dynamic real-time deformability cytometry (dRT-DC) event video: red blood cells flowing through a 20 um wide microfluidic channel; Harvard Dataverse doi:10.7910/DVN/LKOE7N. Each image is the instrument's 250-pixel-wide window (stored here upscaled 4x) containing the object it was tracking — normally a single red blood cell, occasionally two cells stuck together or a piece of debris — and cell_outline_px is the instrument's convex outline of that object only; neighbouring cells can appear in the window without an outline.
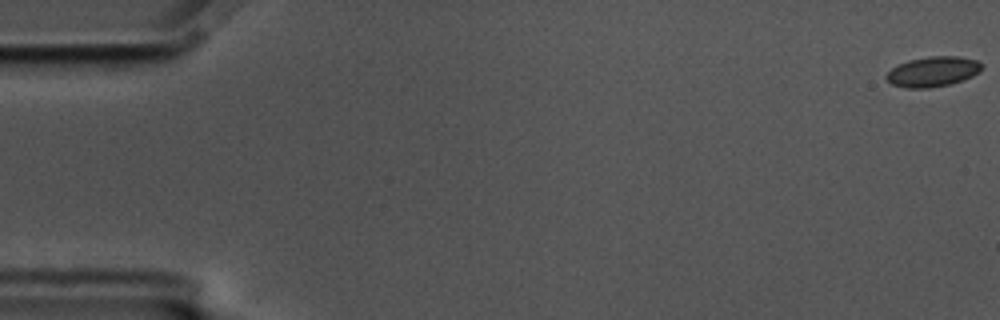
{"species": "common noctule bat (a hibernating species)", "species_latin": "Nyctalus noctula", "temperature_condition": "cold", "stored_images_in_passage": 59, "camera_frame_rate_fps": 3000, "um_per_image_px": 0.085, "animal": {"sex": "male", "body_mass_g": 17.5, "forearm_length_mm": 52.3}, "frame": {"image": 1, "passage_image": 1, "time_ms": 0.0, "image_size_px": [1000, 320], "cell_outline_px": [[984, 64], [980, 72], [964, 80], [948, 84], [928, 88], [908, 88], [892, 84], [884, 76], [892, 68], [908, 60], [928, 56], [960, 56], [976, 60]], "centroid_in_image_um": [79.32, 6.08], "position_along_channel_um": 5.7, "area_um2": 16.76}}
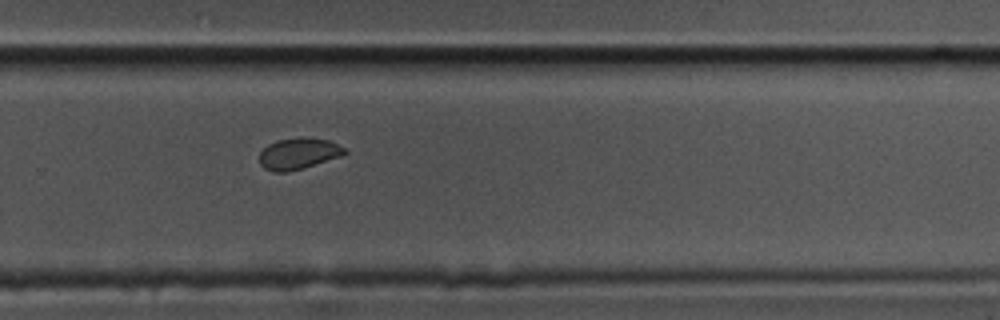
{"frame": {"image": 2, "passage_image": 40, "time_ms": 13.0, "image_size_px": [1000, 320], "cell_outline_px": [[348, 152], [344, 156], [304, 168], [288, 172], [272, 172], [264, 168], [260, 164], [260, 152], [268, 144], [276, 140], [328, 140], [348, 148]], "centroid_in_image_um": [25.41, 13.11], "position_along_channel_um": 304.4, "area_um2": 15.26}}
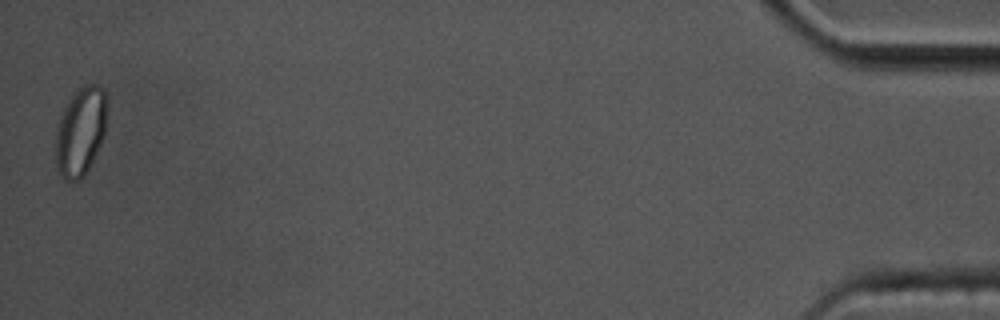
{"frame": {"image": 3, "passage_image": 59, "time_ms": 19.333, "image_size_px": [1000, 320], "cell_outline_px": [[104, 132], [100, 144], [84, 176], [80, 180], [64, 180], [56, 168], [56, 132], [60, 116], [68, 100], [84, 84], [96, 84], [104, 88]], "centroid_in_image_um": [6.8, 11.2], "position_along_channel_um": 428.4, "area_um2": 25.78}, "authors_computed_cell_mechanics": {"area_um2": 16.4152, "velocity_mm_per_s": 3.4306, "shape_relaxation_time_tau1_ms": 2.5803, "shape_relaxation_time_tau2_ms": null, "deformation_change_tau1": 0.0602, "deformation_change_tau2": null}}